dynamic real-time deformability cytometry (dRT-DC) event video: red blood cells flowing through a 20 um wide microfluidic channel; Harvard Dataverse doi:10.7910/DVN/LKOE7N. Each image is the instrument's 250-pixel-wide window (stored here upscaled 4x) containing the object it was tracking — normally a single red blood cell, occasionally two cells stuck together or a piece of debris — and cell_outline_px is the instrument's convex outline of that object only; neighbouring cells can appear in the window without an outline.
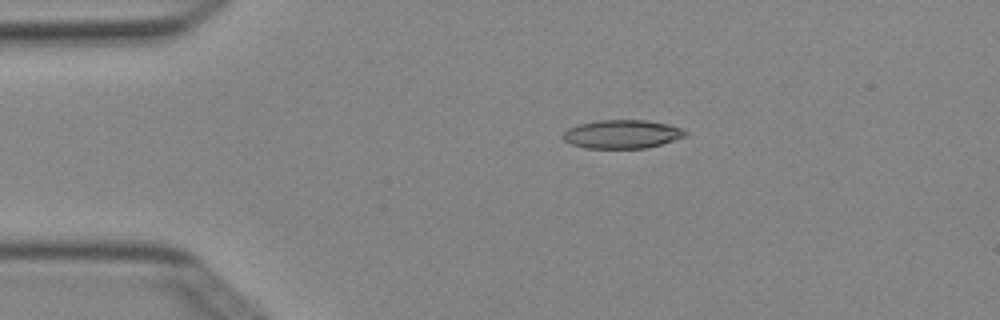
{"species": "Egyptian fruit bat (a non-hibernating species)", "species_latin": "Rousettus aegyptiacus", "temperature_condition": "cold", "stored_images_in_passage": 2, "camera_frame_rate_fps": 3000, "um_per_image_px": 0.085, "animal": {"sex": "female"}, "frame": {"image": 1, "passage_image": 1, "time_ms": 0.0, "image_size_px": [1000, 320], "cell_outline_px": [[688, 136], [648, 148], [584, 148], [572, 144], [564, 140], [560, 136], [568, 128], [580, 124], [600, 120], [644, 120], [668, 124], [680, 128], [688, 132]], "centroid_in_image_um": [52.89, 11.41], "position_along_channel_um": 32.1, "area_um2": 20.4}}